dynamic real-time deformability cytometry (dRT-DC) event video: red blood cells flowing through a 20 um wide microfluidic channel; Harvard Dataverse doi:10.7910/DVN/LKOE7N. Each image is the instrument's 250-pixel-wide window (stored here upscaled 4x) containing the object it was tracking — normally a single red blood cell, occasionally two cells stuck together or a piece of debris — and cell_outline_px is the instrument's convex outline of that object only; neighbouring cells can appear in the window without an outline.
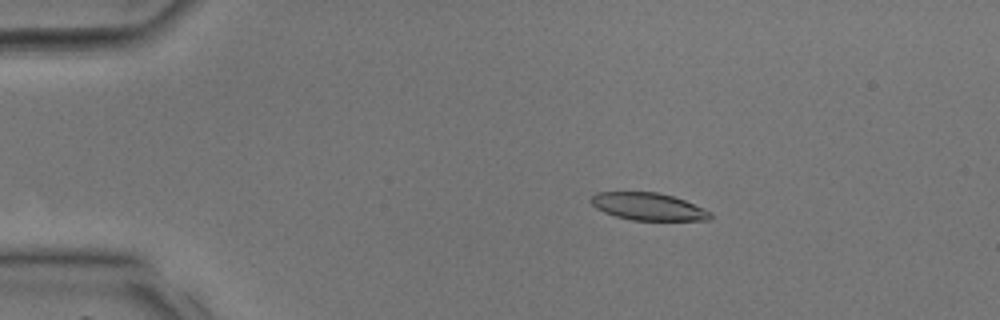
{"species": "common noctule bat (a hibernating species)", "species_latin": "Nyctalus noctula", "temperature_condition": "room temperature", "stored_images_in_passage": 37, "camera_frame_rate_fps": 3000, "um_per_image_px": 0.085, "animal": {"sex": "male", "body_mass_g": 17.9, "forearm_length_mm": 54.2}, "frame": {"image": 1, "passage_image": 7, "time_ms": 2.0, "image_size_px": [1000, 320], "cell_outline_px": [[712, 216], [708, 220], [632, 220], [616, 216], [604, 212], [596, 208], [588, 200], [596, 192], [656, 192], [672, 196], [684, 200], [712, 212]], "centroid_in_image_um": [55.07, 17.55], "position_along_channel_um": 29.9, "area_um2": 18.96}}
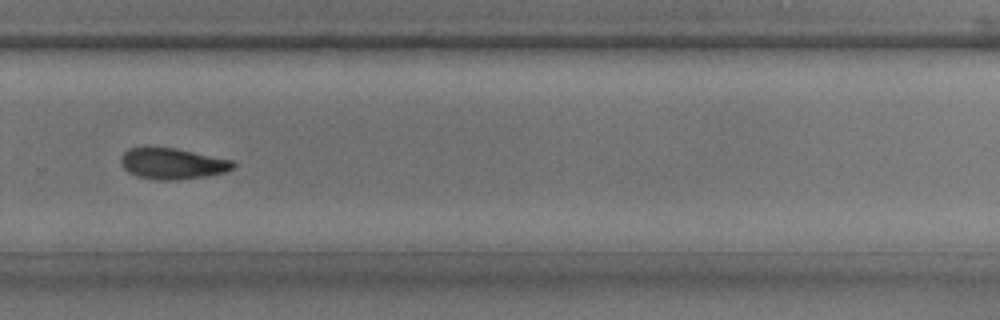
{"frame": {"image": 2, "passage_image": 26, "time_ms": 8.333, "image_size_px": [1000, 320], "cell_outline_px": [[236, 164], [232, 168], [224, 172], [204, 176], [172, 180], [160, 180], [136, 176], [128, 172], [120, 164], [120, 156], [128, 148], [176, 148], [232, 160]], "centroid_in_image_um": [14.62, 13.9], "position_along_channel_um": 315.2, "area_um2": 20.06}}
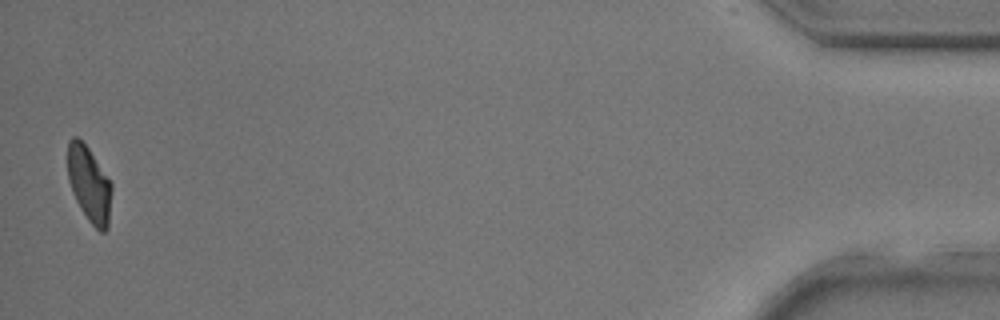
{"frame": {"image": 3, "passage_image": 37, "time_ms": 12.0, "image_size_px": [1000, 320], "cell_outline_px": [[112, 188], [108, 228], [104, 232], [100, 232], [88, 220], [80, 208], [72, 192], [68, 180], [68, 140], [72, 136], [76, 136], [88, 148], [112, 184]], "centroid_in_image_um": [7.58, 15.67], "position_along_channel_um": 427.6, "area_um2": 19.25}}